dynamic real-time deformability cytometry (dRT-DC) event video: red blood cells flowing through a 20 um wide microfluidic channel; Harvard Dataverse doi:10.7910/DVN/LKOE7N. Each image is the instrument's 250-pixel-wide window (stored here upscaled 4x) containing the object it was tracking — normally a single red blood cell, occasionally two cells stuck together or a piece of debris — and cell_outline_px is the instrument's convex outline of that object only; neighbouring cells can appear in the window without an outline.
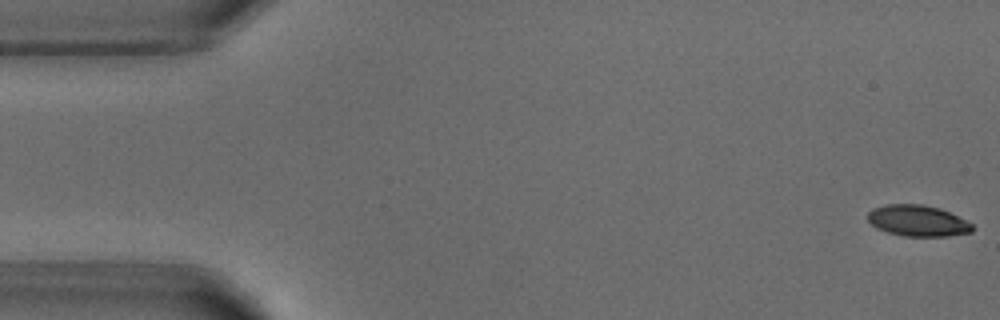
{"species": "common noctule bat (a hibernating species)", "species_latin": "Nyctalus noctula", "temperature_condition": "warm", "stored_images_in_passage": 5, "camera_frame_rate_fps": 3000, "um_per_image_px": 0.085, "animal": {"sex": "male", "body_mass_g": 18.8}, "frame": {"image": 1, "passage_image": 1, "time_ms": 0.0, "image_size_px": [1000, 320], "cell_outline_px": [[972, 232], [948, 236], [904, 236], [888, 232], [876, 228], [868, 220], [868, 212], [872, 208], [884, 204], [924, 204], [940, 208], [972, 224]], "centroid_in_image_um": [77.97, 18.75], "position_along_channel_um": 7.0, "area_um2": 18.9}}
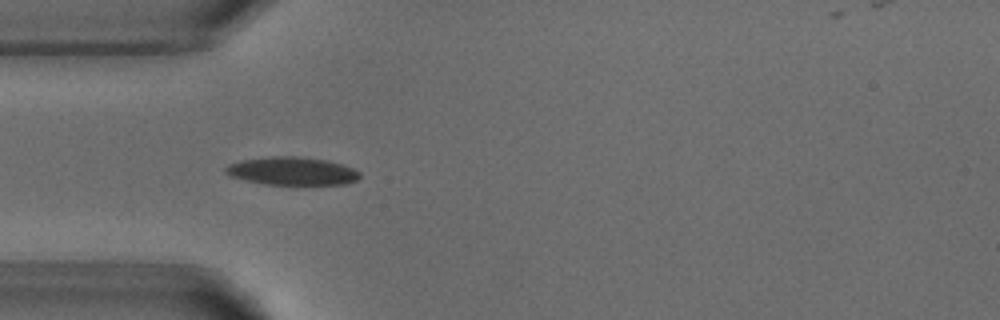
{"frame": {"image": 2, "passage_image": 4, "time_ms": 4.667, "image_size_px": [1000, 320], "cell_outline_px": [[360, 176], [356, 180], [348, 184], [264, 184], [244, 180], [228, 176], [224, 172], [224, 168], [228, 164], [240, 160], [272, 156], [296, 156], [328, 160], [352, 168], [360, 172]], "centroid_in_image_um": [24.77, 14.53], "position_along_channel_um": 60.2, "area_um2": 22.02}}